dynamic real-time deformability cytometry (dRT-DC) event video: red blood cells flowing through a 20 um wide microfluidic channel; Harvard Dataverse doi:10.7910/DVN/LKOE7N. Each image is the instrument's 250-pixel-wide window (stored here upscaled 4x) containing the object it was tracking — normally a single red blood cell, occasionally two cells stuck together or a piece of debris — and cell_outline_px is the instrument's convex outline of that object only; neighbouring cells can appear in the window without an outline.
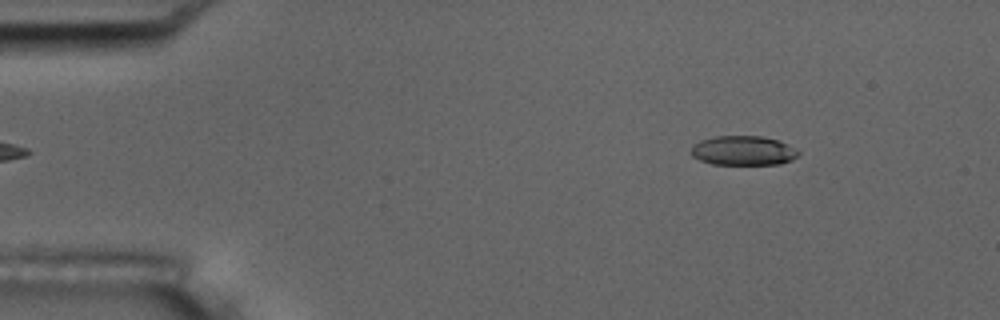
{"species": "common noctule bat (a hibernating species)", "species_latin": "Nyctalus noctula", "temperature_condition": "room temperature", "stored_images_in_passage": 52, "camera_frame_rate_fps": 3000, "um_per_image_px": 0.085, "animal": {"sex": "male", "body_mass_g": 17.5, "forearm_length_mm": 52.3}, "frame": {"image": 1, "passage_image": 5, "time_ms": 1.333, "image_size_px": [1000, 320], "cell_outline_px": [[800, 152], [792, 160], [780, 164], [712, 164], [700, 160], [692, 156], [688, 152], [692, 144], [700, 140], [716, 136], [760, 136], [776, 140], [788, 144]], "centroid_in_image_um": [63.12, 12.8], "position_along_channel_um": 21.9, "area_um2": 18.5}}
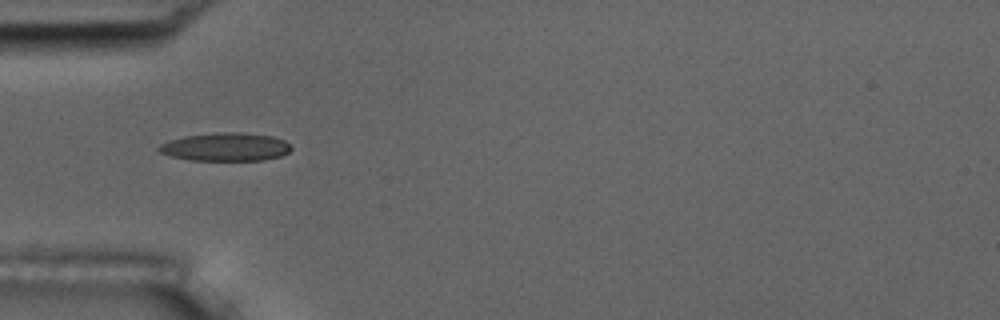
{"frame": {"image": 2, "passage_image": 15, "time_ms": 4.667, "image_size_px": [1000, 320], "cell_outline_px": [[292, 148], [288, 152], [280, 156], [264, 160], [192, 160], [172, 156], [160, 152], [156, 148], [160, 144], [168, 140], [184, 136], [212, 132], [240, 132], [272, 136], [284, 140]], "centroid_in_image_um": [19.15, 12.47], "position_along_channel_um": 65.8, "area_um2": 21.79}}
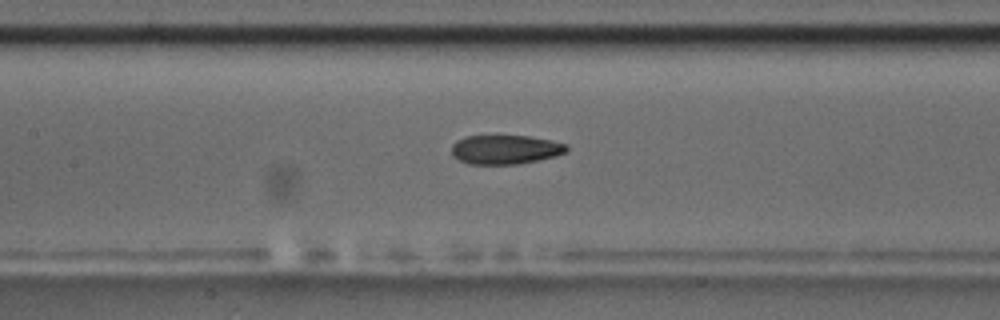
{"frame": {"image": 3, "passage_image": 23, "time_ms": 7.333, "image_size_px": [1000, 320], "cell_outline_px": [[568, 148], [564, 152], [556, 156], [516, 164], [468, 164], [452, 156], [452, 144], [456, 140], [464, 136], [528, 136], [552, 140], [568, 144]], "centroid_in_image_um": [42.93, 12.7], "position_along_channel_um": 164.5, "area_um2": 19.54}, "authors_computed_cell_mechanics": {"area_um2": 20.0277, "velocity_mm_per_s": 3.7124, "shape_relaxation_time_tau1_ms": 4.4083, "shape_relaxation_time_tau2_ms": 2.9068, "deformation_change_tau1": 0.1846, "deformation_change_tau2": 0.1091}}